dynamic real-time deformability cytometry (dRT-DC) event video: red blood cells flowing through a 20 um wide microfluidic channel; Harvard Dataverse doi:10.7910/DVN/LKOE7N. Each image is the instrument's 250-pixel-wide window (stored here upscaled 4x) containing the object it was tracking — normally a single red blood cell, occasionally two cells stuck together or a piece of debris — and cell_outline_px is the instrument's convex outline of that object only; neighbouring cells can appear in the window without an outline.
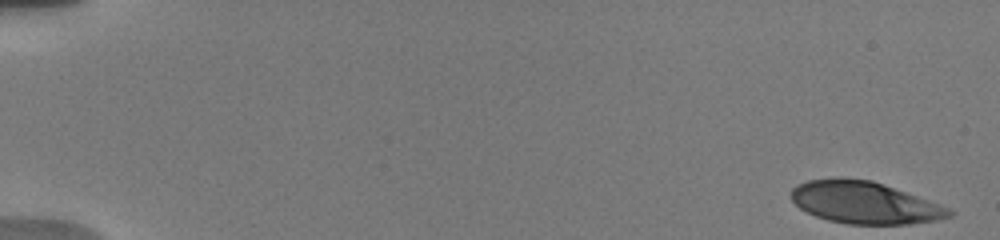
{"species": "human", "species_latin": "Homo sapiens", "temperature_condition": "warm", "stored_images_in_passage": 18, "camera_frame_rate_fps": 3000, "um_per_image_px": 0.085, "donor": {"sex": "male"}, "frame": {"image": 1, "passage_image": 1, "time_ms": 0.0, "image_size_px": [1000, 240], "cell_outline_px": [[952, 216], [936, 220], [908, 224], [848, 224], [828, 220], [816, 216], [800, 208], [792, 200], [792, 188], [796, 184], [808, 180], [872, 180], [940, 204], [948, 208], [952, 212]], "centroid_in_image_um": [73.5, 17.25], "position_along_channel_um": 11.5, "area_um2": 37.8}}
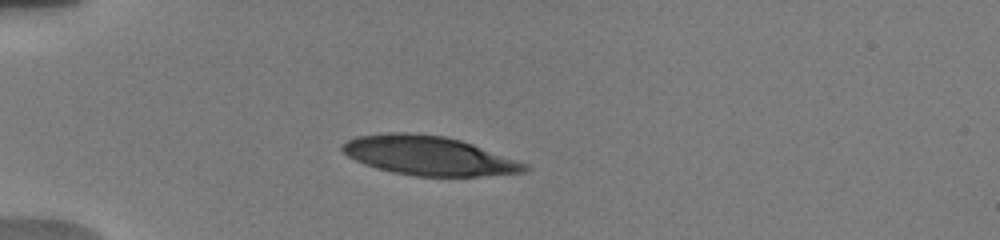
{"frame": {"image": 2, "passage_image": 11, "time_ms": 4.667, "image_size_px": [1000, 240], "cell_outline_px": [[532, 168], [528, 172], [480, 176], [416, 176], [392, 172], [376, 168], [364, 164], [348, 156], [340, 148], [340, 144], [356, 136], [388, 132], [408, 132], [444, 136], [460, 140], [472, 144], [528, 164]], "centroid_in_image_um": [36.44, 13.23], "position_along_channel_um": 48.6, "area_um2": 41.67}}
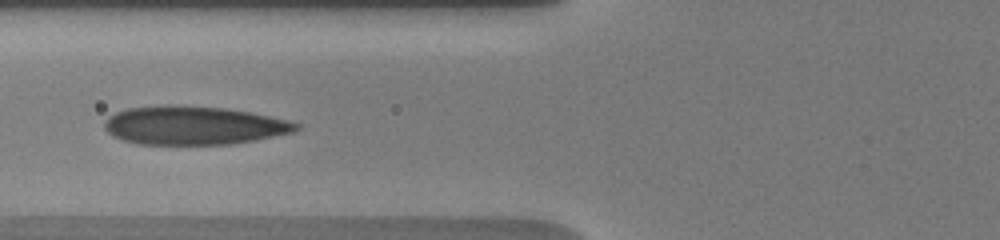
{"frame": {"image": 3, "passage_image": 16, "time_ms": 7.0, "image_size_px": [1000, 240], "cell_outline_px": [[300, 128], [296, 132], [256, 140], [232, 144], [140, 144], [124, 140], [112, 136], [104, 128], [104, 120], [108, 116], [116, 112], [128, 108], [168, 104], [224, 108], [252, 112], [288, 120], [300, 124]], "centroid_in_image_um": [16.48, 10.65], "position_along_channel_um": 109.3, "area_um2": 43.35}}